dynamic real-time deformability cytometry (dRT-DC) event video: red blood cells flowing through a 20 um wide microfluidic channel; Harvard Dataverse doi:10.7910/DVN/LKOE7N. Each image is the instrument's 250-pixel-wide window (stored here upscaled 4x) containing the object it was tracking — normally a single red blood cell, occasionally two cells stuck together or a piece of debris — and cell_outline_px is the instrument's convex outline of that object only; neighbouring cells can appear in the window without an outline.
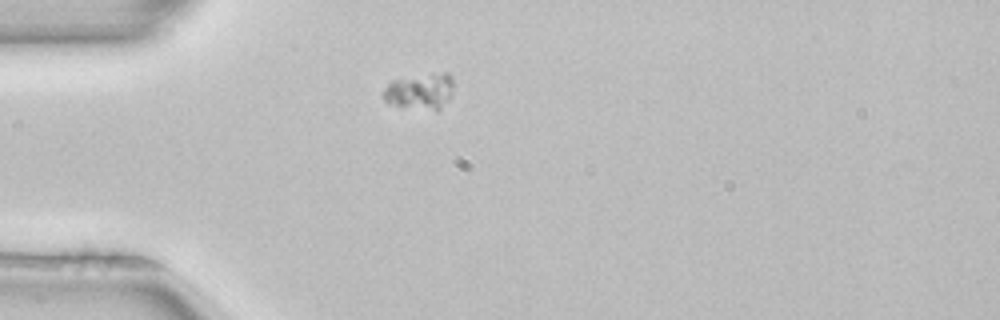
{"species": "common noctule bat (a hibernating species)", "species_latin": "Nyctalus noctula", "temperature_condition": "room temperature", "stored_images_in_passage": 1, "camera_frame_rate_fps": 3000, "um_per_image_px": 0.085, "animal": {"sex": "female", "body_mass_g": 22.7, "forearm_length_mm": 54.2}, "frame": {"image": 1, "passage_image": 1, "time_ms": 0.0, "image_size_px": [1000, 320], "cell_outline_px": [[452, 92], [448, 100], [436, 112], [388, 104], [384, 100], [380, 92], [392, 80], [444, 72], [448, 72], [452, 76]], "centroid_in_image_um": [35.68, 7.79], "position_along_channel_um": 49.3, "area_um2": 14.91}}